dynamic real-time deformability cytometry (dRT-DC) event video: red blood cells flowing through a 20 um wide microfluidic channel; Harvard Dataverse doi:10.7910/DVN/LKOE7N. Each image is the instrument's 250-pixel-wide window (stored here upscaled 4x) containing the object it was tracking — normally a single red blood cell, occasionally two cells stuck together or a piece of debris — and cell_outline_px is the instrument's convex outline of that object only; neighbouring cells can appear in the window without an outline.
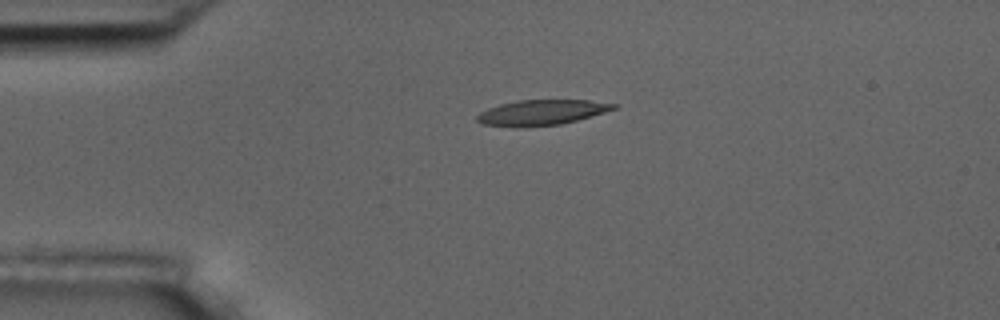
{"species": "common noctule bat (a hibernating species)", "species_latin": "Nyctalus noctula", "temperature_condition": "room temperature", "stored_images_in_passage": 2, "camera_frame_rate_fps": 3000, "um_per_image_px": 0.085, "animal": {"sex": "male", "body_mass_g": 17.5, "forearm_length_mm": 52.3}, "frame": {"image": 1, "passage_image": 1, "time_ms": 0.0, "image_size_px": [1000, 320], "cell_outline_px": [[620, 104], [616, 108], [604, 112], [576, 120], [560, 124], [524, 128], [512, 128], [480, 124], [476, 120], [476, 116], [480, 112], [488, 108], [500, 104], [520, 100], [588, 100]], "centroid_in_image_um": [45.97, 9.58], "position_along_channel_um": 39.0, "area_um2": 20.4}}